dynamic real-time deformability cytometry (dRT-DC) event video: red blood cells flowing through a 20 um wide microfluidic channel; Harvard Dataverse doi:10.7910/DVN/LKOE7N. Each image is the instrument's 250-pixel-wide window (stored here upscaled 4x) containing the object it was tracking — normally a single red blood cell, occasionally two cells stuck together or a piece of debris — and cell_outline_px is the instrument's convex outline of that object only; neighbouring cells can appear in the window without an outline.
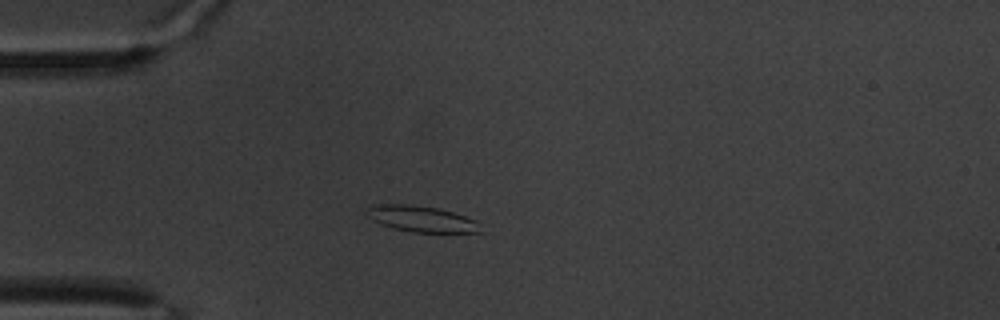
{"species": "common noctule bat (a hibernating species)", "species_latin": "Nyctalus noctula", "temperature_condition": "warm", "stored_images_in_passage": 37, "camera_frame_rate_fps": 3000, "um_per_image_px": 0.085, "animal": {"sex": "male", "body_mass_g": 20.1, "forearm_length_mm": 53.5}, "frame": {"image": 1, "passage_image": 1, "time_ms": 0.0, "image_size_px": [1000, 320], "cell_outline_px": [[484, 232], [412, 232], [392, 228], [380, 224], [372, 220], [368, 216], [364, 208], [384, 204], [412, 204], [436, 208], [452, 212], [476, 220]], "centroid_in_image_um": [35.81, 18.61], "position_along_channel_um": 49.2, "area_um2": 17.22}}
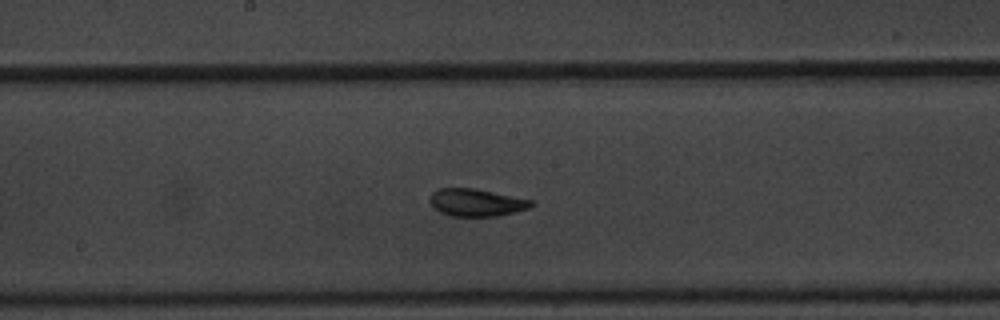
{"frame": {"image": 2, "passage_image": 17, "time_ms": 5.333, "image_size_px": [1000, 320], "cell_outline_px": [[532, 204], [528, 208], [496, 216], [452, 216], [440, 212], [428, 200], [432, 192], [436, 188], [476, 188], [532, 200]], "centroid_in_image_um": [40.44, 17.19], "position_along_channel_um": 207.8, "area_um2": 16.07}}
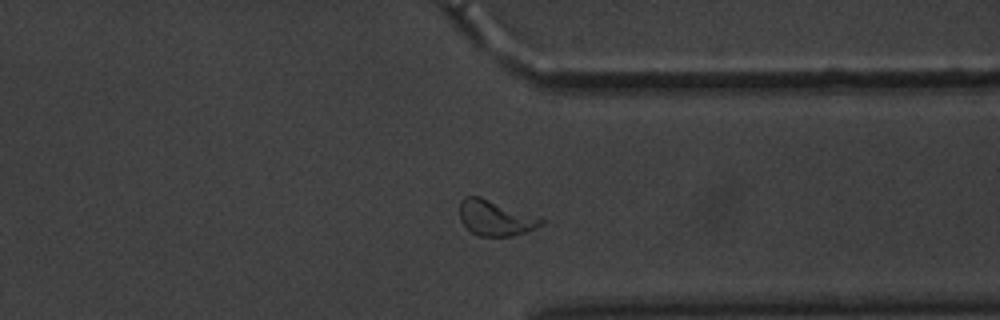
{"frame": {"image": 3, "passage_image": 32, "time_ms": 10.333, "image_size_px": [1000, 320], "cell_outline_px": [[544, 224], [536, 228], [512, 236], [480, 236], [472, 232], [460, 220], [460, 200], [464, 196], [480, 196], [544, 216]], "centroid_in_image_um": [42.19, 18.49], "position_along_channel_um": 369.2, "area_um2": 17.34}, "authors_computed_cell_mechanics": {"area_um2": 16.2996, "velocity_mm_per_s": 3.2513, "shape_relaxation_time_tau1_ms": 2.2977, "shape_relaxation_time_tau2_ms": 2.1607, "deformation_change_tau1": 0.131, "deformation_change_tau2": 0.0921}}